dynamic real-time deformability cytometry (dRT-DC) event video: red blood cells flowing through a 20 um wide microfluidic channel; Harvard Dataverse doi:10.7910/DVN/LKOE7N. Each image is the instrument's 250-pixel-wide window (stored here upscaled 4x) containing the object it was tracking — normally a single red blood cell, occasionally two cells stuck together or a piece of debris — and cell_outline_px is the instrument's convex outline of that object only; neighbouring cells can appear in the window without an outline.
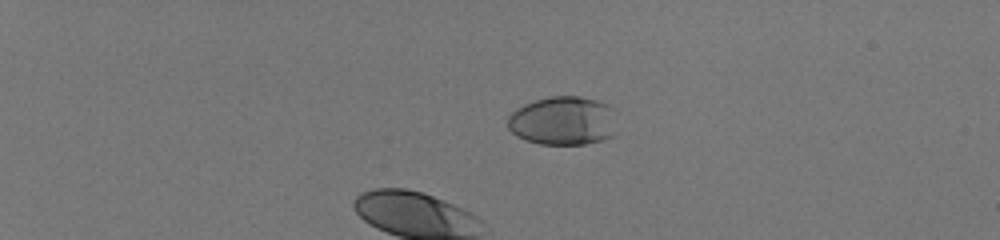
{"species": "human", "species_latin": "Homo sapiens", "temperature_condition": "room temperature", "stored_images_in_passage": 35, "camera_frame_rate_fps": 3000, "um_per_image_px": 0.085, "donor": {"sex": "male"}, "frame": {"image": 1, "passage_image": 1, "time_ms": 0.0, "image_size_px": [1000, 240], "cell_outline_px": [[616, 112], [612, 136], [604, 140], [584, 144], [540, 144], [524, 140], [516, 136], [508, 128], [508, 116], [516, 108], [524, 104], [548, 96], [580, 96], [596, 100], [608, 104]], "centroid_in_image_um": [47.85, 10.26], "position_along_channel_um": 37.1, "area_um2": 31.33}}
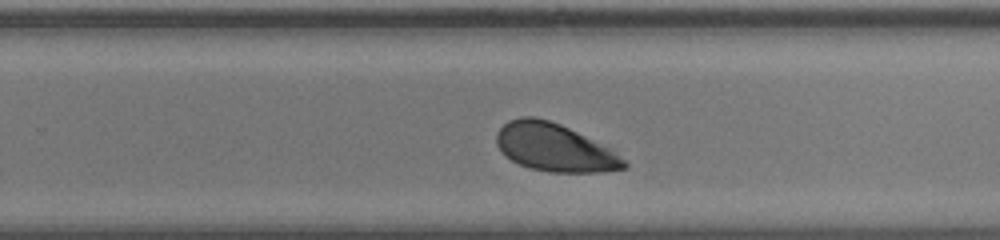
{"frame": {"image": 2, "passage_image": 24, "time_ms": 7.667, "image_size_px": [1000, 240], "cell_outline_px": [[628, 164], [624, 168], [604, 172], [548, 172], [532, 168], [520, 164], [512, 160], [496, 144], [496, 132], [508, 120], [520, 116], [536, 116], [560, 124], [612, 148]], "centroid_in_image_um": [47.15, 12.53], "position_along_channel_um": 282.7, "area_um2": 35.43}}
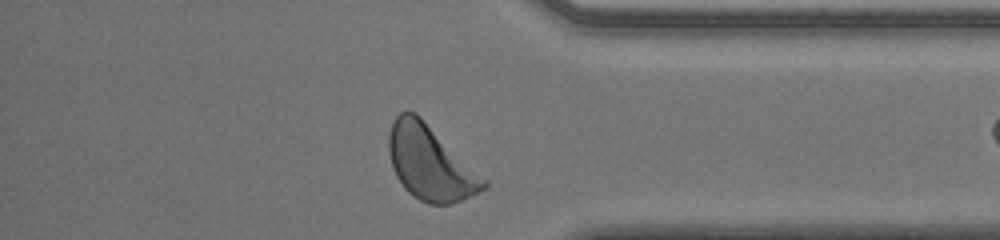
{"frame": {"image": 3, "passage_image": 33, "time_ms": 10.667, "image_size_px": [1000, 240], "cell_outline_px": [[488, 188], [472, 196], [448, 204], [428, 204], [412, 196], [404, 188], [396, 176], [392, 168], [388, 152], [388, 132], [392, 120], [400, 112], [416, 112], [488, 184]], "centroid_in_image_um": [36.49, 13.86], "position_along_channel_um": 398.7, "area_um2": 40.4}}